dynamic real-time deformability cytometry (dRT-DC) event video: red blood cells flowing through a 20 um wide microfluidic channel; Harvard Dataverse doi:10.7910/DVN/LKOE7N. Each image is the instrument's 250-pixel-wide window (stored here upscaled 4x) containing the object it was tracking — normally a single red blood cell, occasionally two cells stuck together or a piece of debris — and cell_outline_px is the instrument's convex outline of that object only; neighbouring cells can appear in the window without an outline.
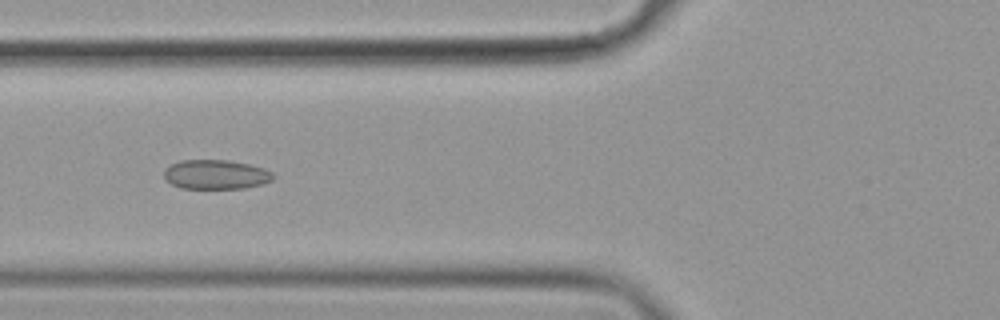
{"species": "common noctule bat (a hibernating species)", "species_latin": "Nyctalus noctula", "temperature_condition": "cold", "stored_images_in_passage": 57, "camera_frame_rate_fps": 3000, "um_per_image_px": 0.085, "animal": {"sex": "female", "body_mass_g": 19.9}, "frame": {"image": 1, "passage_image": 23, "time_ms": 7.333, "image_size_px": [1000, 320], "cell_outline_px": [[276, 176], [272, 180], [264, 184], [244, 188], [180, 188], [164, 180], [164, 168], [180, 160], [228, 160], [248, 164], [264, 168], [272, 172]], "centroid_in_image_um": [18.35, 14.83], "position_along_channel_um": 107.5, "area_um2": 18.84}}
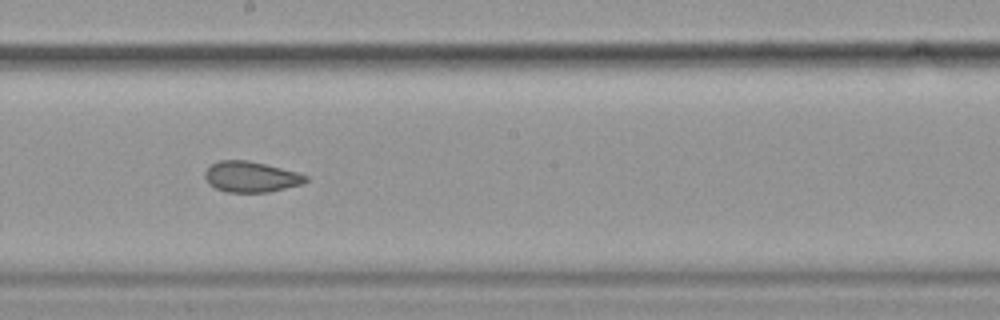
{"frame": {"image": 2, "passage_image": 33, "time_ms": 10.667, "image_size_px": [1000, 320], "cell_outline_px": [[308, 180], [304, 184], [268, 192], [228, 192], [216, 188], [208, 184], [204, 176], [204, 172], [212, 164], [220, 160], [248, 160], [300, 172], [308, 176]], "centroid_in_image_um": [21.36, 15.03], "position_along_channel_um": 226.8, "area_um2": 18.21}}
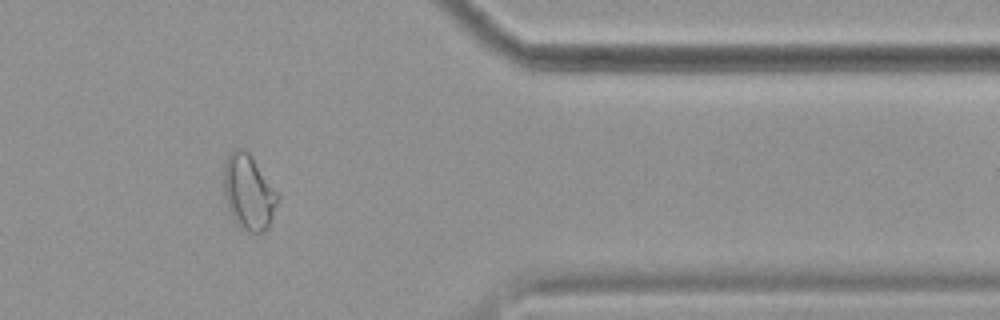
{"frame": {"image": 3, "passage_image": 48, "time_ms": 15.667, "image_size_px": [1000, 320], "cell_outline_px": [[280, 200], [272, 220], [268, 228], [264, 232], [248, 232], [240, 228], [232, 220], [224, 196], [224, 164], [228, 152], [232, 148], [244, 148], [252, 156], [280, 196]], "centroid_in_image_um": [21.13, 16.34], "position_along_channel_um": 390.3, "area_um2": 24.22}, "authors_computed_cell_mechanics": {"area_um2": 21.3282, "velocity_mm_per_s": 3.5821, "shape_relaxation_time_tau1_ms": null, "shape_relaxation_time_tau2_ms": 2.1935, "deformation_change_tau1": null, "deformation_change_tau2": 0.0713}}